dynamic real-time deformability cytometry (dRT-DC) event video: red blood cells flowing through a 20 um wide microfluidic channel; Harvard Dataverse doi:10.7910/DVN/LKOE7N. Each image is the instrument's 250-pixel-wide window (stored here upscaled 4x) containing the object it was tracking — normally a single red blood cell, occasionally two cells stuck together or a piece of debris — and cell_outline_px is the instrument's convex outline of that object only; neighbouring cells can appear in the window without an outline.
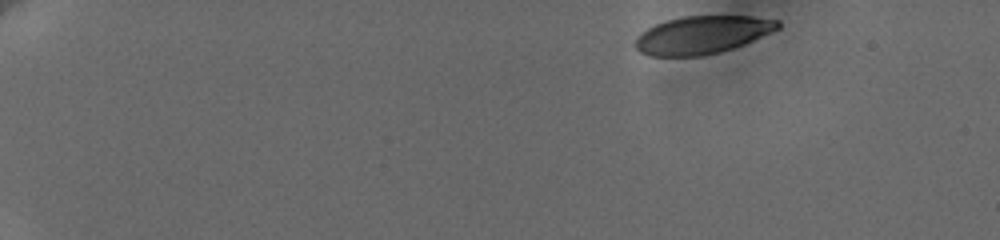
{"species": "human", "species_latin": "Homo sapiens", "temperature_condition": "cold", "stored_images_in_passage": 14, "camera_frame_rate_fps": 3000, "um_per_image_px": 0.085, "donor": {"sex": "female"}, "frame": {"image": 1, "passage_image": 1, "time_ms": 0.0, "image_size_px": [1000, 240], "cell_outline_px": [[780, 28], [744, 44], [720, 52], [700, 56], [648, 56], [640, 52], [632, 44], [636, 36], [640, 32], [656, 24], [668, 20], [684, 16], [752, 16], [780, 20]], "centroid_in_image_um": [59.65, 2.97], "position_along_channel_um": 25.3, "area_um2": 31.56}}
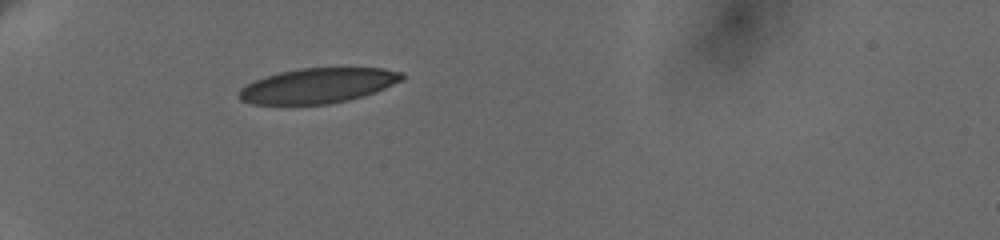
{"frame": {"image": 2, "passage_image": 10, "time_ms": 4.0, "image_size_px": [1000, 240], "cell_outline_px": [[404, 80], [376, 92], [364, 96], [348, 100], [328, 104], [284, 108], [252, 104], [240, 100], [240, 88], [264, 76], [280, 72], [300, 68], [384, 68], [404, 72]], "centroid_in_image_um": [27.0, 7.32], "position_along_channel_um": 58.0, "area_um2": 34.39}}
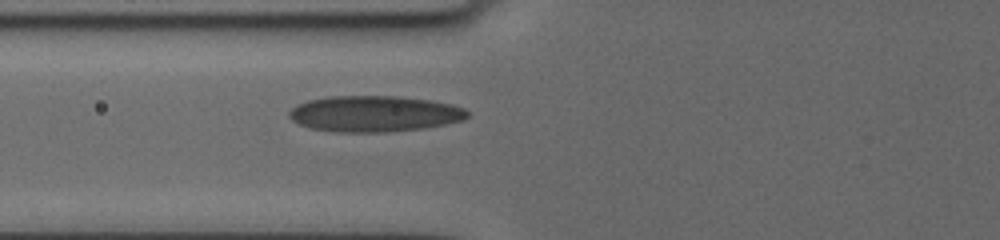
{"frame": {"image": 3, "passage_image": 14, "time_ms": 5.667, "image_size_px": [1000, 240], "cell_outline_px": [[468, 116], [464, 120], [424, 128], [384, 132], [336, 132], [312, 128], [300, 124], [292, 120], [288, 116], [288, 112], [292, 108], [308, 100], [328, 96], [396, 96], [432, 100], [452, 104], [464, 108], [468, 112]], "centroid_in_image_um": [31.83, 9.66], "position_along_channel_um": 94.0, "area_um2": 37.4}}